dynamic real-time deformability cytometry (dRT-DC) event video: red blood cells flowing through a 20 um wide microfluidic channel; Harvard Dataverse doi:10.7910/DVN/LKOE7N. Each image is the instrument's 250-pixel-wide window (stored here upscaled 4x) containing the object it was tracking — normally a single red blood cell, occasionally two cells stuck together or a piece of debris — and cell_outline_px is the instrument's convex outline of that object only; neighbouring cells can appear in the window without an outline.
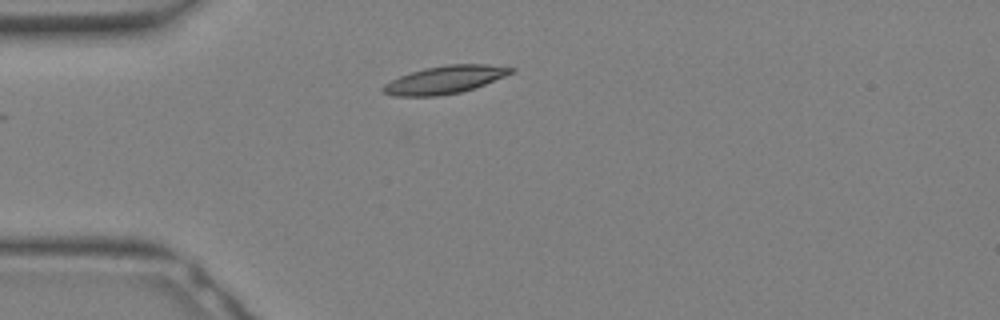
{"species": "Egyptian fruit bat (a non-hibernating species)", "species_latin": "Rousettus aegyptiacus", "temperature_condition": "warm", "stored_images_in_passage": 8, "camera_frame_rate_fps": 3000, "um_per_image_px": 0.085, "animal": {"sex": "female"}, "frame": {"image": 1, "passage_image": 1, "time_ms": 0.0, "image_size_px": [1000, 320], "cell_outline_px": [[516, 68], [512, 72], [504, 76], [484, 84], [460, 92], [436, 96], [396, 96], [384, 92], [380, 88], [384, 84], [400, 76], [424, 68], [448, 64], [488, 64]], "centroid_in_image_um": [37.79, 6.77], "position_along_channel_um": 47.2, "area_um2": 20.4}}
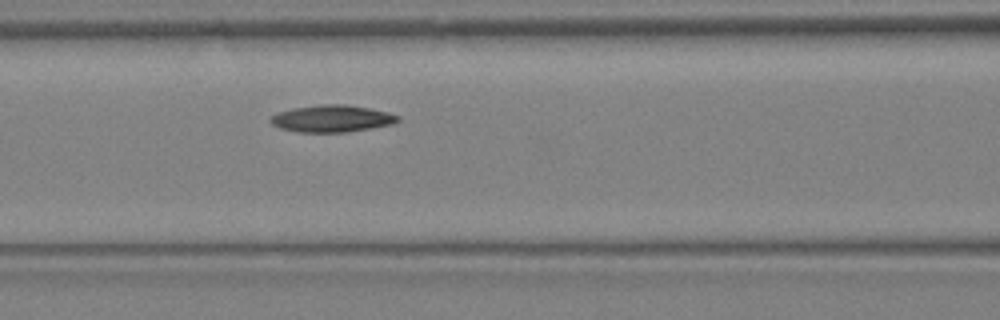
{"frame": {"image": 2, "passage_image": 6, "time_ms": 1.667, "image_size_px": [1000, 320], "cell_outline_px": [[400, 120], [392, 124], [344, 132], [300, 132], [280, 128], [272, 124], [268, 120], [272, 116], [280, 112], [292, 108], [320, 104], [344, 104], [368, 108], [388, 112], [400, 116]], "centroid_in_image_um": [28.2, 10.07], "position_along_channel_um": 138.4, "area_um2": 19.83}}
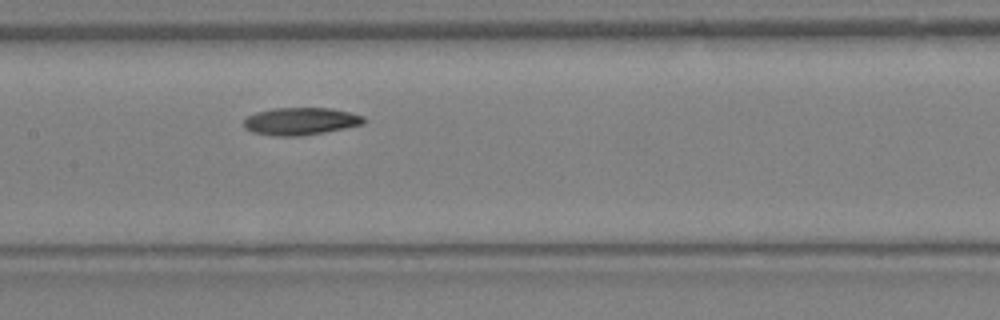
{"frame": {"image": 3, "passage_image": 8, "time_ms": 2.333, "image_size_px": [1000, 320], "cell_outline_px": [[368, 120], [364, 124], [324, 132], [300, 136], [276, 136], [252, 132], [244, 128], [244, 120], [248, 116], [256, 112], [276, 108], [328, 108], [348, 112], [364, 116]], "centroid_in_image_um": [25.56, 10.31], "position_along_channel_um": 181.8, "area_um2": 19.13}}